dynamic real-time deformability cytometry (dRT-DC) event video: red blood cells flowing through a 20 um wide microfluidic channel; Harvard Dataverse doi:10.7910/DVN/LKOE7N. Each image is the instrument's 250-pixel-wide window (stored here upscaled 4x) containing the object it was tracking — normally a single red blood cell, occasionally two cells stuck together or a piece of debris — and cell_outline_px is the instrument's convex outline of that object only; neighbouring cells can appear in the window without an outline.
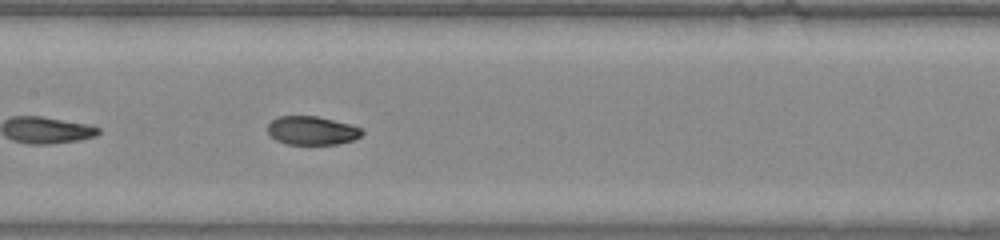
{"species": "common noctule bat (a hibernating species)", "species_latin": "Nyctalus noctula", "temperature_condition": "warm", "stored_images_in_passage": 29, "camera_frame_rate_fps": 3000, "um_per_image_px": 0.085, "animal": {"sex": "male", "body_mass_g": 20.0, "forearm_length_mm": 53.3}, "frame": {"image": 1, "passage_image": 25, "time_ms": 8.0, "image_size_px": [1000, 240], "cell_outline_px": [[364, 132], [360, 136], [352, 140], [336, 144], [284, 144], [276, 140], [268, 132], [268, 124], [272, 120], [280, 116], [316, 116], [352, 124], [360, 128]], "centroid_in_image_um": [26.51, 11.09], "position_along_channel_um": 180.9, "area_um2": 15.66}}